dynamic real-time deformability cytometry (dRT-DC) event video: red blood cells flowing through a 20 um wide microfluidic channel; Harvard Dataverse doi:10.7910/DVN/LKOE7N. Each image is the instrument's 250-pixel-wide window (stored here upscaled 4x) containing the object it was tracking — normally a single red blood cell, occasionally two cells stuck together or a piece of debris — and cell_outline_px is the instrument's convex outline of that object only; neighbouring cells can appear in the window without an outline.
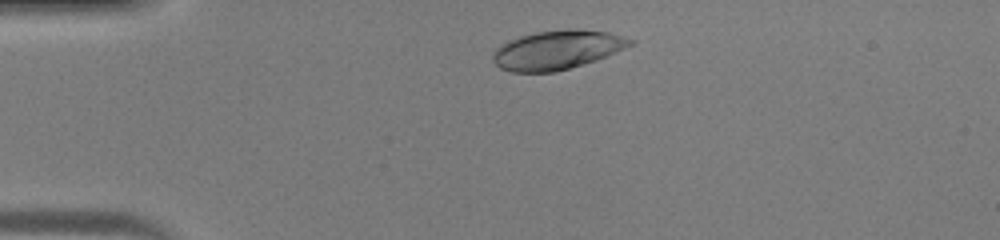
{"species": "human", "species_latin": "Homo sapiens", "temperature_condition": "warm", "stored_images_in_passage": 31, "camera_frame_rate_fps": 3000, "um_per_image_px": 0.085, "donor": {"sex": "male"}, "frame": {"image": 1, "passage_image": 2, "time_ms": 0.333, "image_size_px": [1000, 240], "cell_outline_px": [[636, 44], [596, 60], [556, 72], [512, 72], [500, 68], [492, 60], [492, 56], [496, 48], [500, 44], [508, 40], [520, 36], [536, 32], [568, 28], [576, 28], [608, 32], [624, 36], [636, 40]], "centroid_in_image_um": [47.38, 4.23], "position_along_channel_um": 37.6, "area_um2": 31.56}}
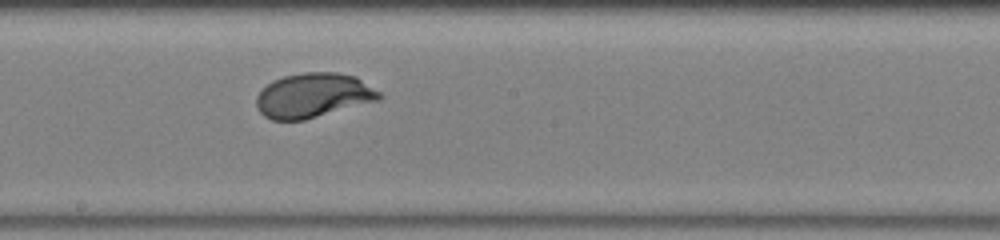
{"frame": {"image": 2, "passage_image": 17, "time_ms": 5.333, "image_size_px": [1000, 240], "cell_outline_px": [[384, 96], [380, 100], [304, 120], [272, 120], [264, 116], [256, 108], [256, 96], [272, 80], [284, 76], [304, 72], [336, 72], [356, 76], [380, 92]], "centroid_in_image_um": [26.64, 8.11], "position_along_channel_um": 221.6, "area_um2": 32.02}}
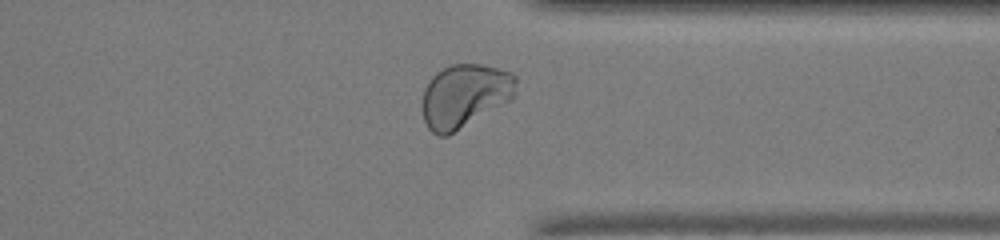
{"frame": {"image": 3, "passage_image": 27, "time_ms": 8.667, "image_size_px": [1000, 240], "cell_outline_px": [[516, 96], [512, 100], [448, 136], [440, 136], [432, 132], [428, 128], [424, 120], [420, 108], [420, 104], [424, 88], [432, 76], [436, 72], [452, 64], [480, 64], [512, 72], [516, 76]], "centroid_in_image_um": [39.49, 8.15], "position_along_channel_um": 371.9, "area_um2": 35.32}}